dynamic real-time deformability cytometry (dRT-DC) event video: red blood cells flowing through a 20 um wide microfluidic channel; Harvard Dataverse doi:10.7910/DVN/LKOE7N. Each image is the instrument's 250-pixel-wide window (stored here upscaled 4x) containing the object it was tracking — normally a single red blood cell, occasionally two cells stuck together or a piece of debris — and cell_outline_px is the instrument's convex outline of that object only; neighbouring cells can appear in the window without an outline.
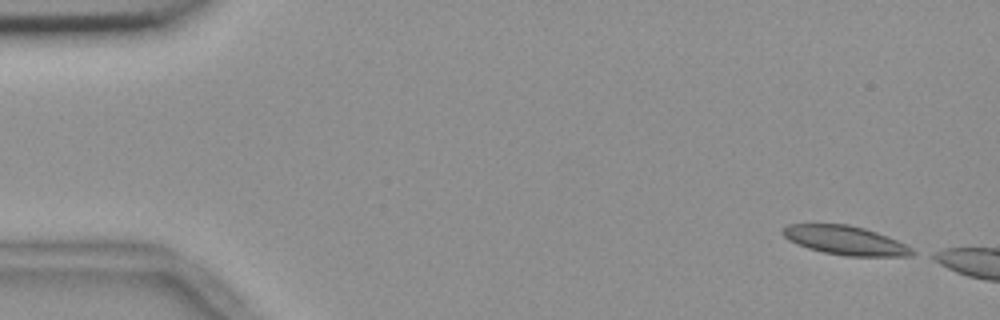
{"species": "common noctule bat (a hibernating species)", "species_latin": "Nyctalus noctula", "temperature_condition": "room temperature", "stored_images_in_passage": 11, "camera_frame_rate_fps": 3000, "um_per_image_px": 0.085, "animal": {"sex": "female", "body_mass_g": 18.4}, "frame": {"image": 1, "passage_image": 1, "time_ms": 0.0, "image_size_px": [1000, 320], "cell_outline_px": [[920, 252], [912, 256], [844, 256], [824, 252], [808, 248], [796, 244], [788, 240], [780, 232], [780, 228], [788, 224], [848, 224], [864, 228], [888, 236]], "centroid_in_image_um": [71.85, 20.43], "position_along_channel_um": 13.2, "area_um2": 22.08}}